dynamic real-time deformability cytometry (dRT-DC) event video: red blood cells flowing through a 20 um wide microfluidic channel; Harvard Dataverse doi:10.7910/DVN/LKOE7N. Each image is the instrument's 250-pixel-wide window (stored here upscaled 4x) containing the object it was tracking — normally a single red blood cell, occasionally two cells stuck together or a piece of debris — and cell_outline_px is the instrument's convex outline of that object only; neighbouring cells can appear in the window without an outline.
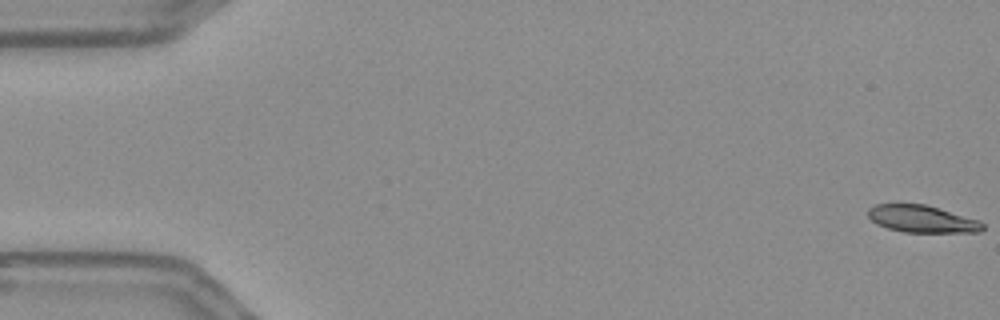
{"species": "Egyptian fruit bat (a non-hibernating species)", "species_latin": "Rousettus aegyptiacus", "temperature_condition": "warm", "stored_images_in_passage": 56, "camera_frame_rate_fps": 3000, "um_per_image_px": 0.085, "frame": {"image": 1, "passage_image": 1, "time_ms": 0.0, "image_size_px": [1000, 320], "cell_outline_px": [[984, 228], [980, 232], [904, 232], [888, 228], [876, 224], [868, 216], [868, 208], [876, 204], [924, 204], [980, 220], [984, 224]], "centroid_in_image_um": [78.37, 18.61], "position_along_channel_um": 6.6, "area_um2": 18.09}}
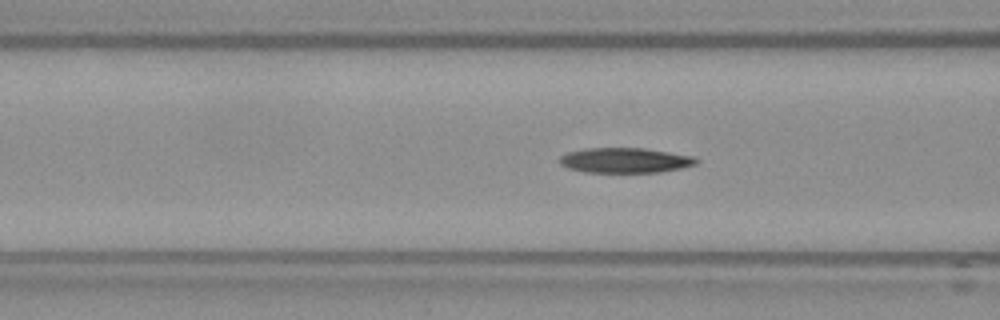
{"frame": {"image": 2, "passage_image": 22, "time_ms": 7.0, "image_size_px": [1000, 320], "cell_outline_px": [[700, 160], [696, 164], [680, 168], [660, 172], [584, 172], [568, 168], [560, 164], [560, 156], [568, 152], [584, 148], [644, 148], [692, 156]], "centroid_in_image_um": [53.11, 13.62], "position_along_channel_um": 113.5, "area_um2": 19.88}}
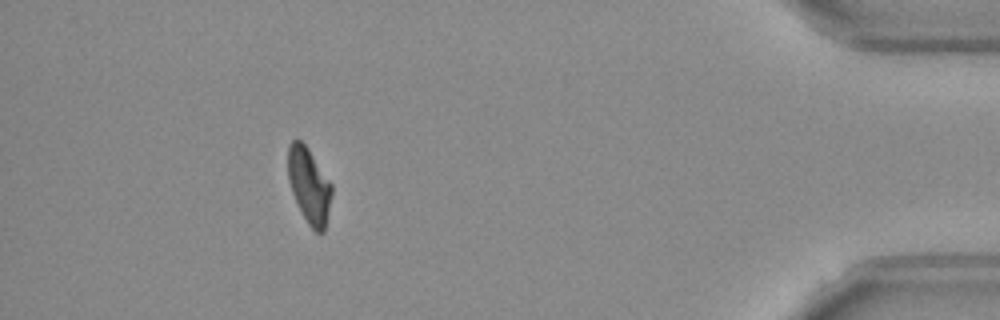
{"frame": {"image": 3, "passage_image": 51, "time_ms": 16.667, "image_size_px": [1000, 320], "cell_outline_px": [[332, 192], [324, 232], [316, 232], [308, 224], [292, 192], [288, 180], [288, 144], [296, 136], [308, 148], [332, 184]], "centroid_in_image_um": [26.26, 15.72], "position_along_channel_um": 408.9, "area_um2": 19.07}, "authors_computed_cell_mechanics": {"area_um2": 19.6809, "velocity_mm_per_s": 3.6407, "shape_relaxation_time_tau1_ms": null, "shape_relaxation_time_tau2_ms": 7.2217, "deformation_change_tau1": null, "deformation_change_tau2": 0.1443}}